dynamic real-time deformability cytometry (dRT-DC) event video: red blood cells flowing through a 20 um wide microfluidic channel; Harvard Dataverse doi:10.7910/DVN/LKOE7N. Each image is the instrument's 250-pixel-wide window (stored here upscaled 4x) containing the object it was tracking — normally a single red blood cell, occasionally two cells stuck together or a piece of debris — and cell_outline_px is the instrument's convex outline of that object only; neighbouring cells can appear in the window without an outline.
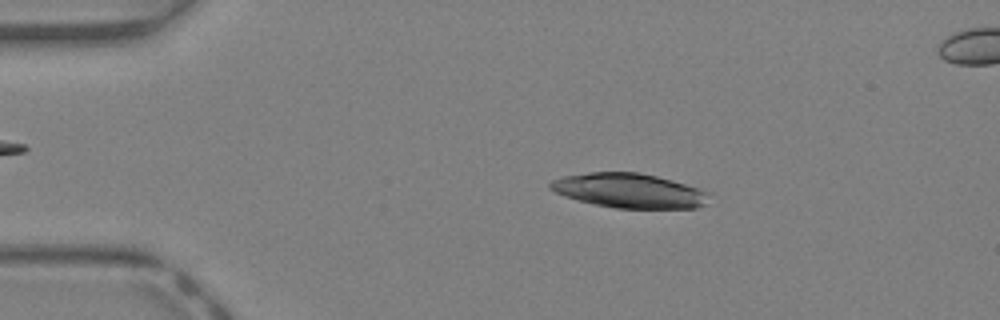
{"species": "Egyptian fruit bat (a non-hibernating species)", "species_latin": "Rousettus aegyptiacus", "temperature_condition": "warm", "stored_images_in_passage": 41, "segment_of_instrument_passage": [1, 2], "camera_frame_rate_fps": 3000, "um_per_image_px": 0.085, "animal": {"sex": "female"}, "frame": {"image": 1, "passage_image": 7, "time_ms": 2.0, "image_size_px": [1000, 320], "cell_outline_px": [[712, 192], [704, 204], [696, 208], [616, 208], [596, 204], [564, 196], [548, 188], [548, 184], [552, 180], [564, 176], [588, 172], [640, 172], [656, 176]], "centroid_in_image_um": [53.48, 16.2], "position_along_channel_um": 31.5, "area_um2": 31.73}}
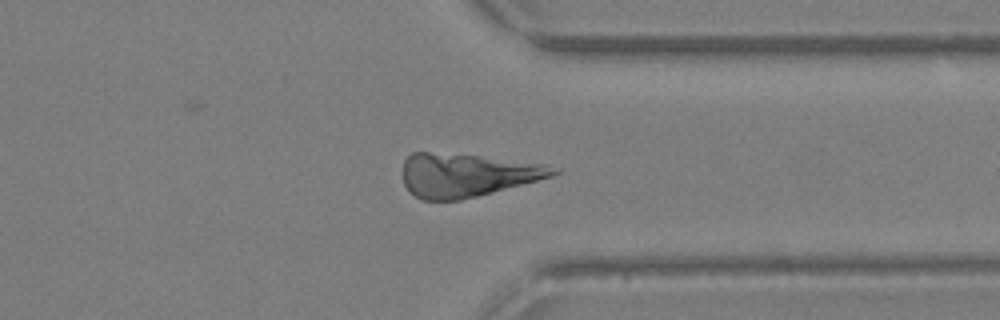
{"frame": {"image": 2, "passage_image": 31, "time_ms": 10.0, "image_size_px": [1000, 320], "cell_outline_px": [[560, 172], [552, 176], [492, 192], [460, 200], [420, 200], [408, 192], [404, 184], [404, 160], [412, 152], [428, 152], [480, 156], [544, 164], [560, 168]], "centroid_in_image_um": [39.65, 14.88], "position_along_channel_um": 371.7, "area_um2": 37.74}}